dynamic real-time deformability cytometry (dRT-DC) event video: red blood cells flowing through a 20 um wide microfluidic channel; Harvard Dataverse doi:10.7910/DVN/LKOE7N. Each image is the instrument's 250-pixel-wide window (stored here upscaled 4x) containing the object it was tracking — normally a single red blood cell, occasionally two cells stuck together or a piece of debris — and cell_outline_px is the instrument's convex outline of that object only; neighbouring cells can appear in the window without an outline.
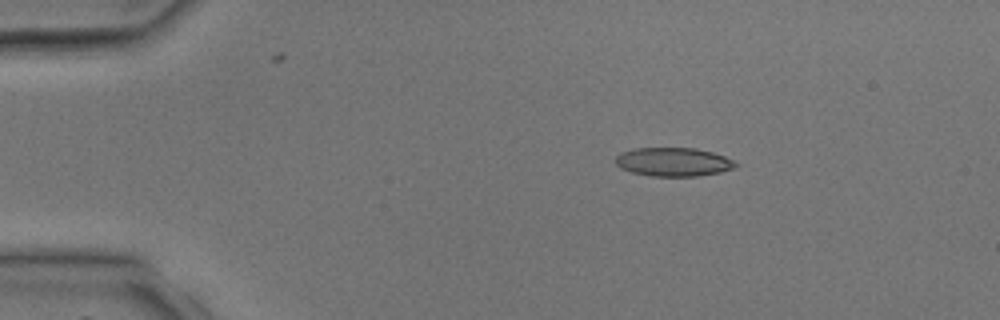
{"species": "common noctule bat (a hibernating species)", "species_latin": "Nyctalus noctula", "temperature_condition": "room temperature", "stored_images_in_passage": 3, "camera_frame_rate_fps": 3000, "um_per_image_px": 0.085, "animal": {"sex": "male", "body_mass_g": 17.9, "forearm_length_mm": 54.2}, "frame": {"image": 1, "passage_image": 1, "time_ms": 0.0, "image_size_px": [1000, 320], "cell_outline_px": [[740, 164], [732, 168], [720, 172], [696, 176], [648, 176], [632, 172], [620, 168], [616, 164], [616, 156], [620, 152], [636, 148], [696, 148], [712, 152], [724, 156]], "centroid_in_image_um": [57.22, 13.76], "position_along_channel_um": 27.8, "area_um2": 20.06}}